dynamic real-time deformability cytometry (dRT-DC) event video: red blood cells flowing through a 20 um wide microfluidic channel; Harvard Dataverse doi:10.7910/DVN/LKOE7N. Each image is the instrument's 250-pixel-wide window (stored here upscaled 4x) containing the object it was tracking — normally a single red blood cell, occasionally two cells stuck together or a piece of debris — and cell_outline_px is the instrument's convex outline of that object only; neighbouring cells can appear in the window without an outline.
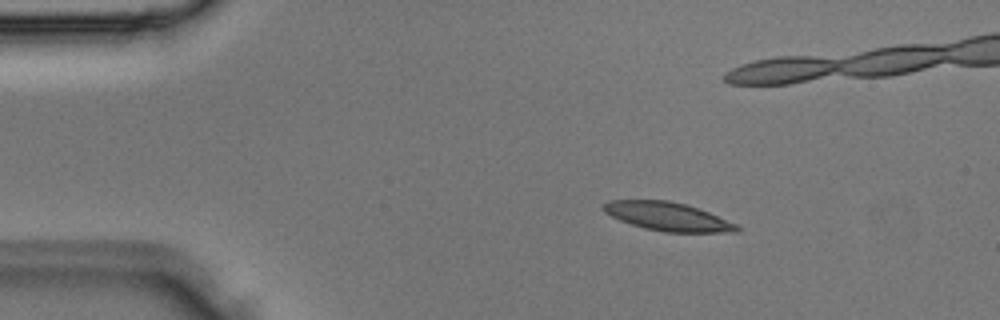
{"species": "Egyptian fruit bat (a non-hibernating species)", "species_latin": "Rousettus aegyptiacus", "temperature_condition": "room temperature", "stored_images_in_passage": 5, "camera_frame_rate_fps": 3000, "um_per_image_px": 0.085, "animal": {"sex": "male"}, "frame": {"image": 1, "passage_image": 1, "time_ms": 0.0, "image_size_px": [1000, 320], "cell_outline_px": [[740, 232], [664, 232], [644, 228], [620, 220], [604, 212], [604, 204], [608, 200], [668, 200], [684, 204], [708, 212], [736, 224], [740, 228]], "centroid_in_image_um": [56.75, 18.41], "position_along_channel_um": 28.2, "area_um2": 21.85}}
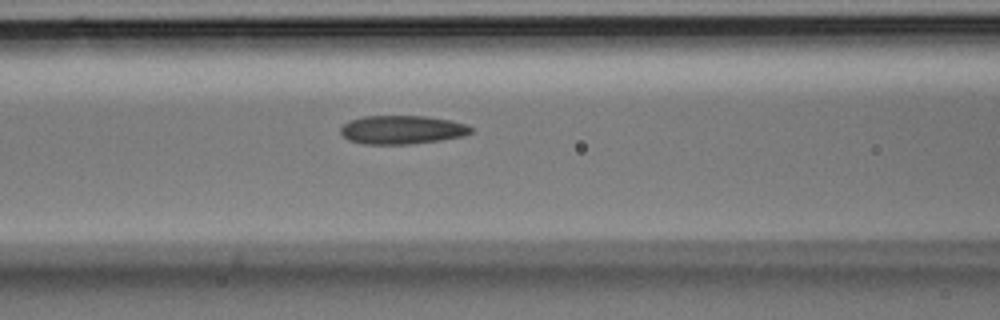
{"frame": {"image": 2, "passage_image": 5, "time_ms": 1.333, "image_size_px": [1000, 320], "cell_outline_px": [[472, 132], [464, 136], [440, 140], [408, 144], [364, 144], [348, 140], [340, 132], [340, 128], [348, 120], [364, 116], [424, 116], [452, 120], [468, 124], [472, 128]], "centroid_in_image_um": [34.18, 11.02], "position_along_channel_um": 132.4, "area_um2": 21.85}}